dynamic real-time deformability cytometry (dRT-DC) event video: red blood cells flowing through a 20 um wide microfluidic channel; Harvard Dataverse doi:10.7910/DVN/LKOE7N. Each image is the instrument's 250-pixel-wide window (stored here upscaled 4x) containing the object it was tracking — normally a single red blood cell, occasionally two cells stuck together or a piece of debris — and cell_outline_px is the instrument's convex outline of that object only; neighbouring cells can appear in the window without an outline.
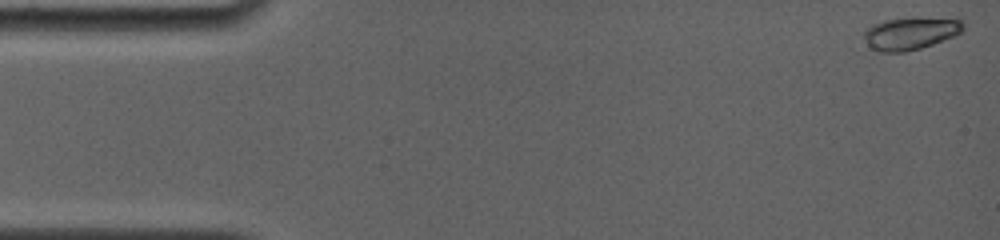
{"species": "common noctule bat (a hibernating species)", "species_latin": "Nyctalus noctula", "temperature_condition": "room temperature", "stored_images_in_passage": 43, "camera_frame_rate_fps": 4000, "um_per_image_px": 0.085, "animal": {"sex": "female", "body_mass_g": 19.0, "forearm_length_mm": 56.7}, "frame": {"image": 1, "passage_image": 1, "time_ms": 0.0, "image_size_px": [1000, 240], "cell_outline_px": [[964, 28], [960, 32], [952, 36], [932, 44], [920, 48], [904, 52], [876, 52], [868, 44], [864, 36], [864, 32], [872, 24], [888, 20], [912, 16], [960, 16], [964, 24]], "centroid_in_image_um": [77.48, 2.77], "position_along_channel_um": 7.5, "area_um2": 19.42}}
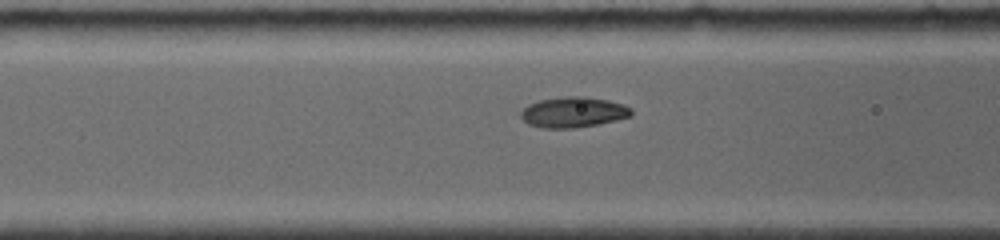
{"frame": {"image": 2, "passage_image": 31, "time_ms": 6.25, "image_size_px": [1000, 240], "cell_outline_px": [[632, 116], [616, 120], [576, 128], [540, 128], [528, 124], [520, 116], [520, 112], [528, 104], [540, 100], [564, 96], [584, 96], [608, 100], [624, 104], [632, 108]], "centroid_in_image_um": [48.73, 9.53], "position_along_channel_um": 117.9, "area_um2": 19.77}}
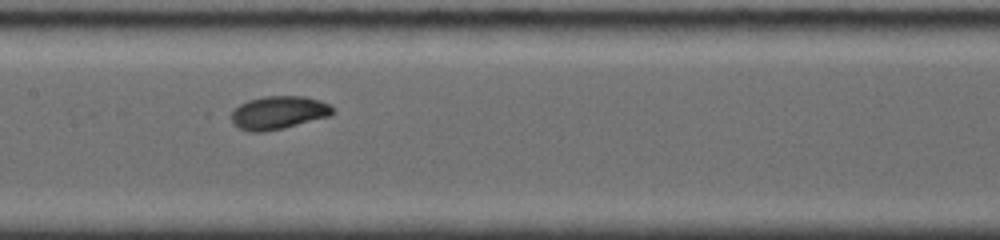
{"frame": {"image": 3, "passage_image": 42, "time_ms": 8.0, "image_size_px": [1000, 240], "cell_outline_px": [[336, 112], [328, 116], [284, 128], [264, 132], [248, 132], [232, 124], [232, 112], [240, 104], [248, 100], [264, 96], [304, 96], [320, 100], [328, 104]], "centroid_in_image_um": [23.66, 9.58], "position_along_channel_um": 183.7, "area_um2": 19.54}}